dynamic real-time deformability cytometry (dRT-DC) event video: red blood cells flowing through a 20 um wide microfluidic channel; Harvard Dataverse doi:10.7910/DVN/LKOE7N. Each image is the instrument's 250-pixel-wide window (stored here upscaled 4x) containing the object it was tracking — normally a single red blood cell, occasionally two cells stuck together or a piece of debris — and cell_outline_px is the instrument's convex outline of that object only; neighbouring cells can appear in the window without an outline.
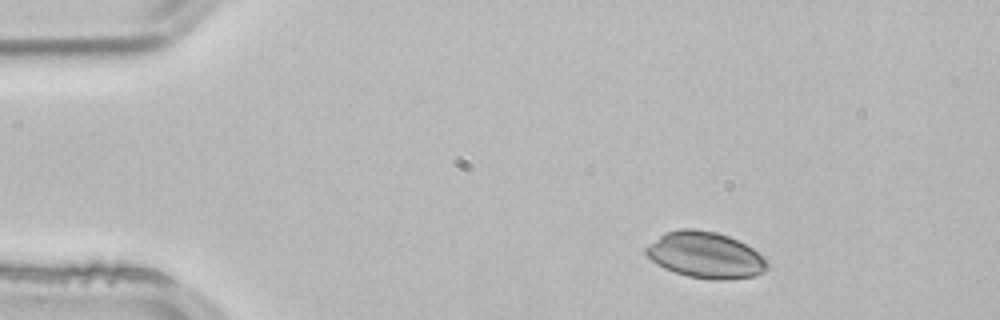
{"species": "common noctule bat (a hibernating species)", "species_latin": "Nyctalus noctula", "temperature_condition": "room temperature", "stored_images_in_passage": 2, "camera_frame_rate_fps": 3000, "um_per_image_px": 0.085, "animal": {"sex": "male", "body_mass_g": 21.5, "forearm_length_mm": 52.0}, "frame": {"image": 1, "passage_image": 1, "time_ms": 0.0, "image_size_px": [1000, 320], "cell_outline_px": [[768, 268], [764, 272], [752, 276], [724, 280], [712, 280], [688, 276], [664, 268], [656, 264], [644, 252], [644, 248], [648, 244], [664, 232], [680, 228], [696, 228], [716, 232], [728, 236], [752, 248], [764, 256], [768, 260]], "centroid_in_image_um": [59.95, 21.67], "position_along_channel_um": 25.1, "area_um2": 32.83}}